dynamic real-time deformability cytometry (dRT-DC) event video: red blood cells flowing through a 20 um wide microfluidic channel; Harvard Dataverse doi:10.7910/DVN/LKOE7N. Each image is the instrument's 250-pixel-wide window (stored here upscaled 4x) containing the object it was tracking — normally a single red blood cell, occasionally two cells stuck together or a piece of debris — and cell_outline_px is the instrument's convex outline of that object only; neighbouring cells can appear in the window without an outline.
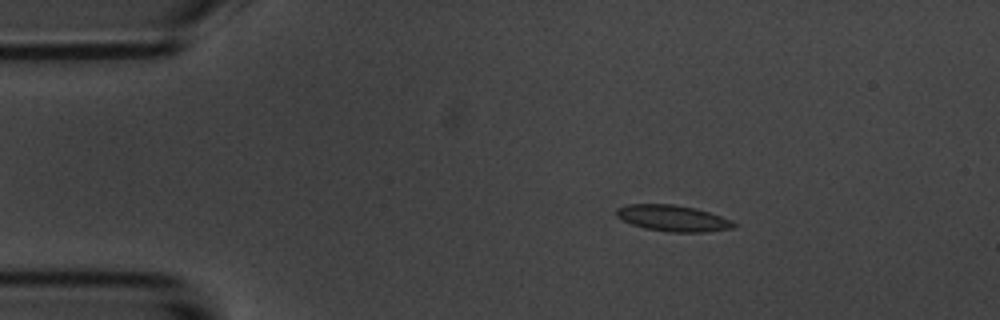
{"species": "common noctule bat (a hibernating species)", "species_latin": "Nyctalus noctula", "temperature_condition": "room temperature", "stored_images_in_passage": 6, "camera_frame_rate_fps": 3000, "um_per_image_px": 0.085, "animal": {"sex": "male", "body_mass_g": 20.1, "forearm_length_mm": 53.5}, "frame": {"image": 1, "passage_image": 3, "time_ms": 2.333, "image_size_px": [1000, 320], "cell_outline_px": [[736, 224], [732, 228], [704, 232], [672, 232], [644, 228], [632, 224], [616, 216], [616, 208], [628, 204], [672, 204], [696, 208], [732, 220]], "centroid_in_image_um": [57.18, 18.54], "position_along_channel_um": 27.8, "area_um2": 17.74}}
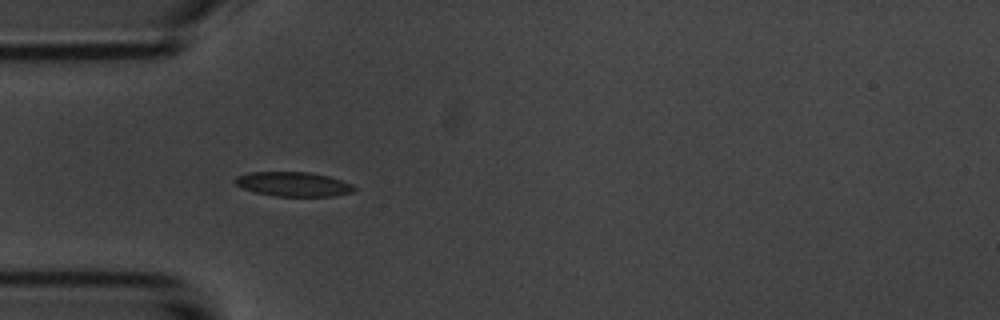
{"frame": {"image": 2, "passage_image": 5, "time_ms": 4.667, "image_size_px": [1000, 320], "cell_outline_px": [[356, 188], [352, 192], [332, 196], [272, 196], [256, 192], [244, 188], [236, 184], [232, 180], [236, 176], [248, 172], [312, 172], [328, 176], [352, 184]], "centroid_in_image_um": [24.91, 15.64], "position_along_channel_um": 60.1, "area_um2": 16.94}}
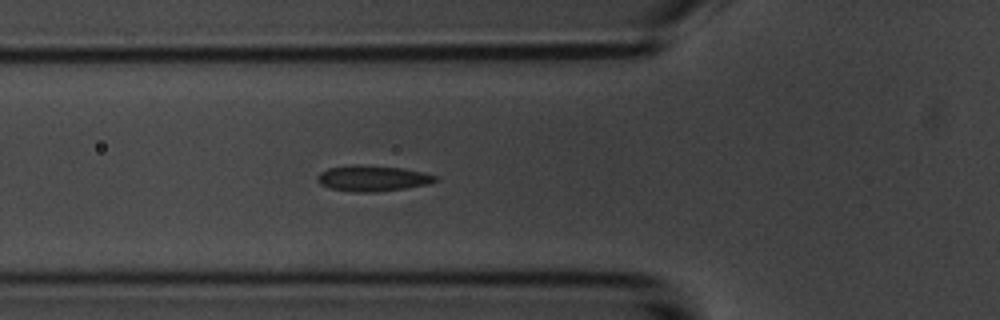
{"frame": {"image": 3, "passage_image": 6, "time_ms": 5.667, "image_size_px": [1000, 320], "cell_outline_px": [[440, 180], [428, 184], [404, 188], [372, 192], [360, 192], [332, 188], [320, 184], [316, 176], [320, 172], [328, 168], [356, 164], [400, 168], [420, 172], [436, 176]], "centroid_in_image_um": [31.65, 15.15], "position_along_channel_um": 94.1, "area_um2": 17.34}}